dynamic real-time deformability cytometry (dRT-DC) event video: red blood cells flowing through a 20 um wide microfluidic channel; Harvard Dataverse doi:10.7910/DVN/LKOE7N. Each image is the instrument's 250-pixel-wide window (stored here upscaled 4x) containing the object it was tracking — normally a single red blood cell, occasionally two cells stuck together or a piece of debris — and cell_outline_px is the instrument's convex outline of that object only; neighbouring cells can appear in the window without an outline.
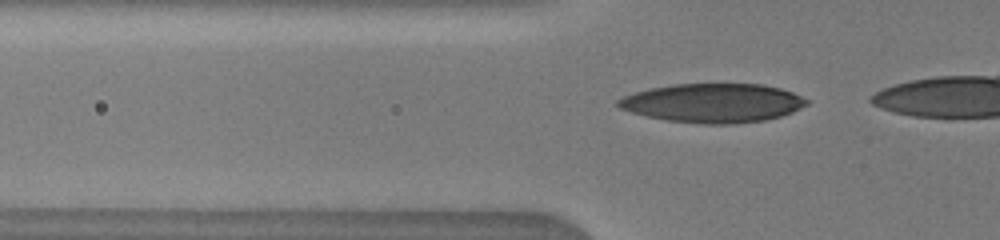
{"species": "human", "species_latin": "Homo sapiens", "temperature_condition": "warm", "stored_images_in_passage": 18, "camera_frame_rate_fps": 3000, "um_per_image_px": 0.085, "donor": {"sex": "male"}, "frame": {"image": 1, "passage_image": 3, "time_ms": 0.667, "image_size_px": [1000, 240], "cell_outline_px": [[808, 104], [792, 112], [780, 116], [764, 120], [732, 124], [704, 124], [668, 120], [648, 116], [632, 112], [620, 108], [616, 104], [616, 100], [624, 96], [636, 92], [652, 88], [672, 84], [764, 84], [780, 88], [792, 92], [808, 100]], "centroid_in_image_um": [60.61, 8.75], "position_along_channel_um": 65.2, "area_um2": 42.54}}
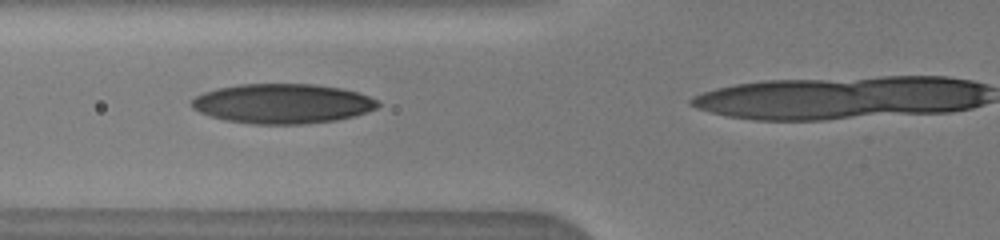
{"frame": {"image": 2, "passage_image": 8, "time_ms": 1.667, "image_size_px": [1000, 240], "cell_outline_px": [[380, 104], [376, 108], [356, 116], [336, 120], [304, 124], [252, 124], [224, 120], [200, 112], [192, 108], [192, 100], [196, 96], [204, 92], [220, 88], [240, 84], [316, 84], [340, 88], [360, 92], [380, 100]], "centroid_in_image_um": [24.07, 8.81], "position_along_channel_um": 101.7, "area_um2": 43.23}}
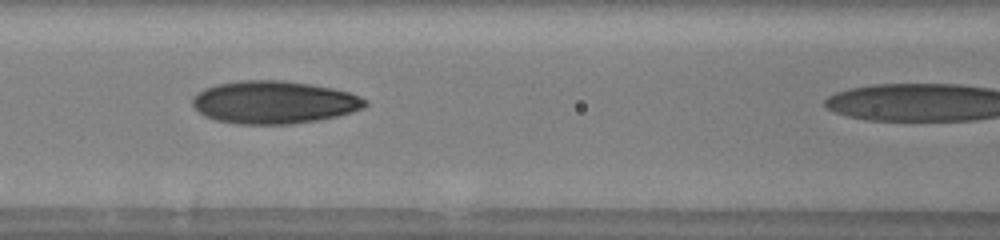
{"frame": {"image": 3, "passage_image": 12, "time_ms": 2.667, "image_size_px": [1000, 240], "cell_outline_px": [[368, 104], [364, 108], [352, 112], [336, 116], [316, 120], [292, 124], [236, 124], [216, 120], [204, 116], [192, 104], [192, 96], [196, 92], [204, 88], [216, 84], [240, 80], [280, 80], [308, 84], [332, 88], [348, 92], [360, 96], [368, 100]], "centroid_in_image_um": [23.26, 8.69], "position_along_channel_um": 143.3, "area_um2": 43.12}}